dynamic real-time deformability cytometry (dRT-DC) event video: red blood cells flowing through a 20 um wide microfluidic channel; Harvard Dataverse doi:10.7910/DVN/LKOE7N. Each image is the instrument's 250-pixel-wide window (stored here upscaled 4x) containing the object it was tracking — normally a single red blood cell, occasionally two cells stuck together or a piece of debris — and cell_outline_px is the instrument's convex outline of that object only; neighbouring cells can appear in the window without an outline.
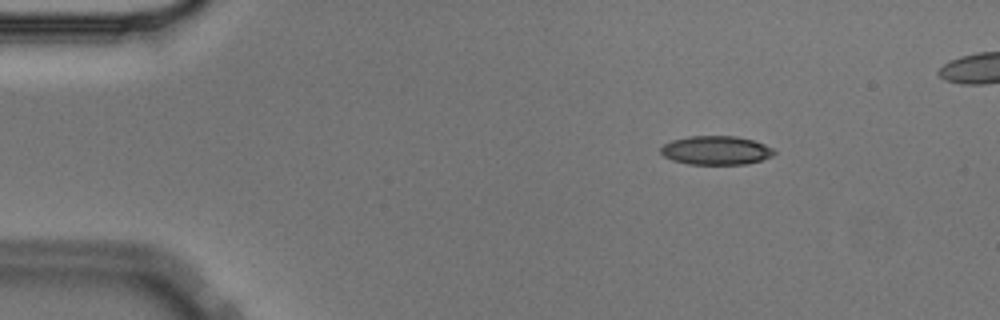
{"species": "Egyptian fruit bat (a non-hibernating species)", "species_latin": "Rousettus aegyptiacus", "temperature_condition": "cold", "stored_images_in_passage": 47, "camera_frame_rate_fps": 3000, "um_per_image_px": 0.085, "animal": {"sex": "male"}, "frame": {"image": 1, "passage_image": 1, "time_ms": 0.0, "image_size_px": [1000, 320], "cell_outline_px": [[776, 152], [772, 156], [760, 160], [744, 164], [688, 164], [672, 160], [664, 156], [660, 152], [660, 148], [664, 144], [672, 140], [692, 136], [736, 136], [752, 140], [764, 144], [772, 148]], "centroid_in_image_um": [60.84, 12.78], "position_along_channel_um": 24.2, "area_um2": 18.9}}
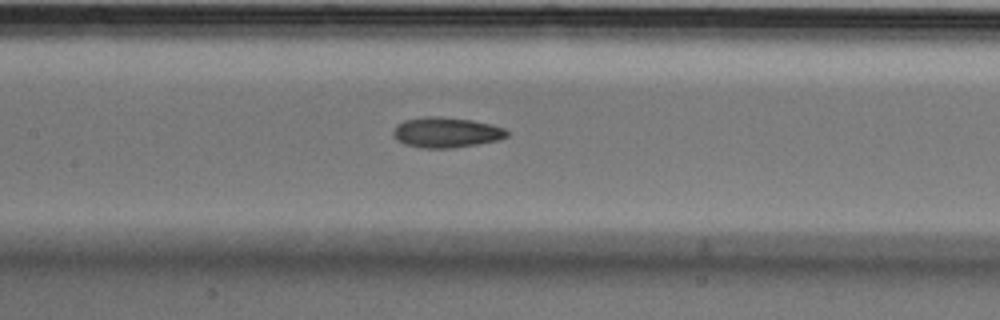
{"frame": {"image": 2, "passage_image": 19, "time_ms": 6.0, "image_size_px": [1000, 320], "cell_outline_px": [[508, 136], [500, 140], [452, 148], [420, 148], [404, 144], [396, 140], [392, 136], [392, 132], [396, 124], [404, 120], [424, 116], [440, 116], [472, 120], [492, 124], [504, 128], [508, 132]], "centroid_in_image_um": [37.89, 11.25], "position_along_channel_um": 169.5, "area_um2": 20.4}}
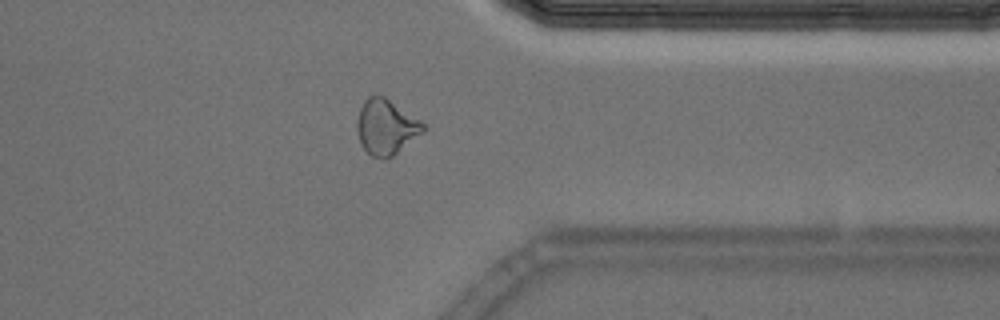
{"frame": {"image": 3, "passage_image": 37, "time_ms": 12.0, "image_size_px": [1000, 320], "cell_outline_px": [[424, 132], [388, 160], [384, 160], [372, 156], [360, 144], [356, 128], [356, 120], [360, 108], [364, 100], [368, 96], [384, 96], [420, 120], [424, 124]], "centroid_in_image_um": [32.8, 10.82], "position_along_channel_um": 378.6, "area_um2": 21.39}, "authors_computed_cell_mechanics": {"area_um2": 19.7098, "velocity_mm_per_s": 3.5722, "shape_relaxation_time_tau1_ms": 6.102, "shape_relaxation_time_tau2_ms": 3.2021, "deformation_change_tau1": 0.1675, "deformation_change_tau2": 0.1016}}